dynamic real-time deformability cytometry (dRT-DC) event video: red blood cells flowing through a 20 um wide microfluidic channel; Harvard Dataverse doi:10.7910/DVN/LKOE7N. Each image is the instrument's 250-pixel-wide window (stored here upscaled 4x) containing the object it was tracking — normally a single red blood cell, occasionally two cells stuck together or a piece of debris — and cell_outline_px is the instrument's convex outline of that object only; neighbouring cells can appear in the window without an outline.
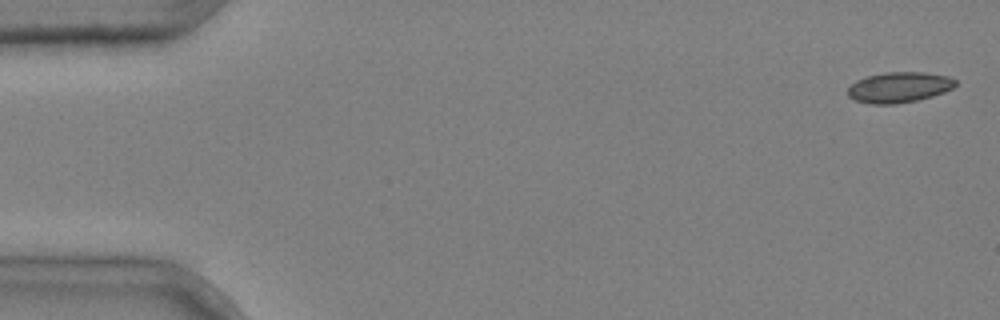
{"species": "common noctule bat (a hibernating species)", "species_latin": "Nyctalus noctula", "temperature_condition": "cold", "stored_images_in_passage": 7, "camera_frame_rate_fps": 3000, "um_per_image_px": 0.085, "animal": {"sex": "male", "body_mass_g": 20.4}, "frame": {"image": 1, "passage_image": 1, "time_ms": 0.0, "image_size_px": [1000, 320], "cell_outline_px": [[956, 84], [952, 88], [944, 92], [932, 96], [916, 100], [896, 104], [872, 104], [856, 100], [848, 96], [848, 88], [856, 80], [868, 76], [884, 72], [924, 72], [948, 76], [956, 80]], "centroid_in_image_um": [76.42, 7.41], "position_along_channel_um": 8.6, "area_um2": 19.07}}